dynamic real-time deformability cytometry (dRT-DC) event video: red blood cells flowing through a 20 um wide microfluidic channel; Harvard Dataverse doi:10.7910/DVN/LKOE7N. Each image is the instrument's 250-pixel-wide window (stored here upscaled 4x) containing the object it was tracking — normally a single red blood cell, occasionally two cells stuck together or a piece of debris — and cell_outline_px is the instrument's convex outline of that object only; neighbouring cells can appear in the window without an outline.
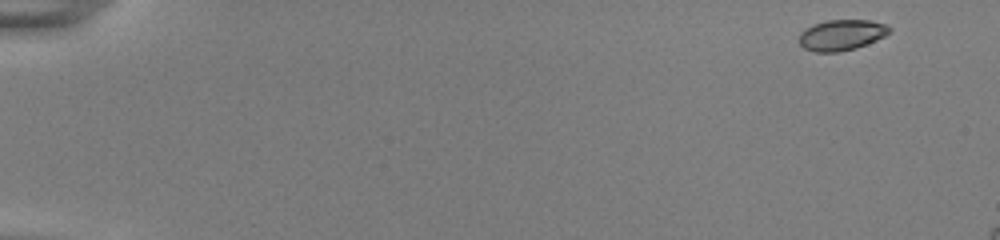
{"species": "common noctule bat (a hibernating species)", "species_latin": "Nyctalus noctula", "temperature_condition": "room temperature", "stored_images_in_passage": 13, "camera_frame_rate_fps": 3000, "um_per_image_px": 0.085, "animal": {"sex": "female", "body_mass_g": 22.0, "forearm_length_mm": 56.7}, "frame": {"image": 1, "passage_image": 1, "time_ms": 0.0, "image_size_px": [1000, 240], "cell_outline_px": [[892, 28], [884, 36], [876, 40], [856, 48], [840, 52], [816, 52], [804, 48], [800, 44], [800, 32], [804, 28], [812, 24], [828, 20], [868, 20], [888, 24]], "centroid_in_image_um": [71.53, 2.96], "position_along_channel_um": 13.5, "area_um2": 16.24}}